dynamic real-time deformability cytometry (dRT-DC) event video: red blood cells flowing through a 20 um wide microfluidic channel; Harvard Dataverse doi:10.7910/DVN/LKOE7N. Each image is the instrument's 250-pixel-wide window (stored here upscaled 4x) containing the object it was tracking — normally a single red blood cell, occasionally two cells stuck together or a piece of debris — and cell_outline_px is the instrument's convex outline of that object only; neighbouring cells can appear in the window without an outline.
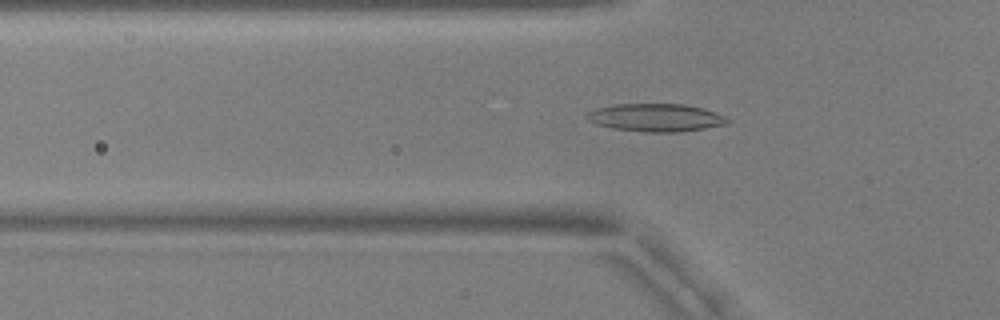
{"species": "common noctule bat (a hibernating species)", "species_latin": "Nyctalus noctula", "temperature_condition": "warm", "stored_images_in_passage": 37, "camera_frame_rate_fps": 3000, "um_per_image_px": 0.085, "animal": {"sex": "male", "body_mass_g": 17.9, "forearm_length_mm": 54.2}, "frame": {"image": 1, "passage_image": 10, "time_ms": 3.0, "image_size_px": [1000, 320], "cell_outline_px": [[732, 120], [724, 124], [704, 128], [676, 132], [644, 132], [612, 128], [596, 124], [588, 120], [584, 116], [588, 112], [596, 108], [616, 104], [684, 104], [704, 108], [716, 112]], "centroid_in_image_um": [55.73, 9.99], "position_along_channel_um": 70.1, "area_um2": 22.83}}
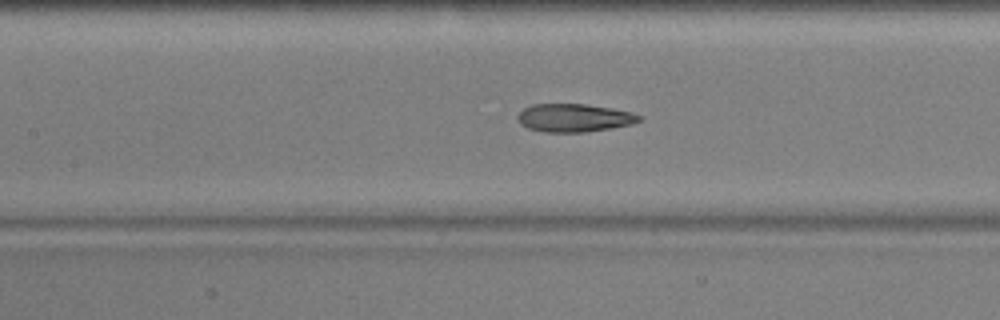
{"frame": {"image": 2, "passage_image": 17, "time_ms": 5.333, "image_size_px": [1000, 320], "cell_outline_px": [[644, 120], [632, 124], [612, 128], [588, 132], [544, 132], [528, 128], [520, 124], [516, 120], [516, 116], [524, 108], [532, 104], [584, 104], [612, 108], [632, 112], [644, 116]], "centroid_in_image_um": [48.83, 10.02], "position_along_channel_um": 158.6, "area_um2": 20.23}}
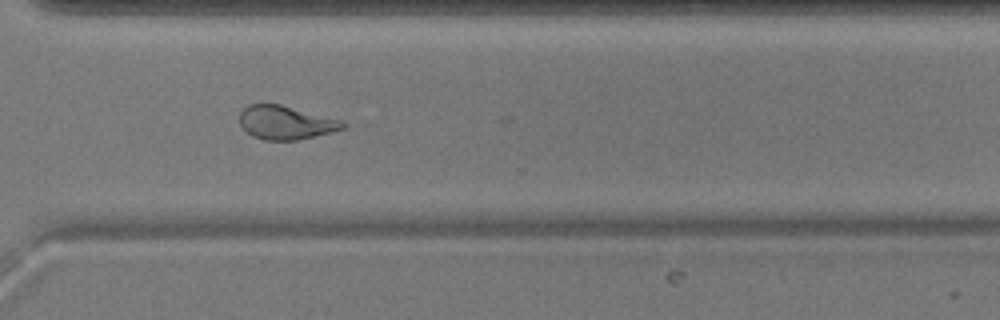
{"frame": {"image": 3, "passage_image": 32, "time_ms": 10.333, "image_size_px": [1000, 320], "cell_outline_px": [[348, 124], [344, 128], [332, 132], [296, 140], [264, 140], [252, 136], [240, 124], [240, 112], [248, 104], [280, 104], [344, 120]], "centroid_in_image_um": [24.33, 10.41], "position_along_channel_um": 346.3, "area_um2": 20.29}, "authors_computed_cell_mechanics": {"area_um2": 20.23, "velocity_mm_per_s": 3.7591, "shape_relaxation_time_tau1_ms": 6.4886, "shape_relaxation_time_tau2_ms": 1.9396, "deformation_change_tau1": 0.2243, "deformation_change_tau2": 0.1084}}